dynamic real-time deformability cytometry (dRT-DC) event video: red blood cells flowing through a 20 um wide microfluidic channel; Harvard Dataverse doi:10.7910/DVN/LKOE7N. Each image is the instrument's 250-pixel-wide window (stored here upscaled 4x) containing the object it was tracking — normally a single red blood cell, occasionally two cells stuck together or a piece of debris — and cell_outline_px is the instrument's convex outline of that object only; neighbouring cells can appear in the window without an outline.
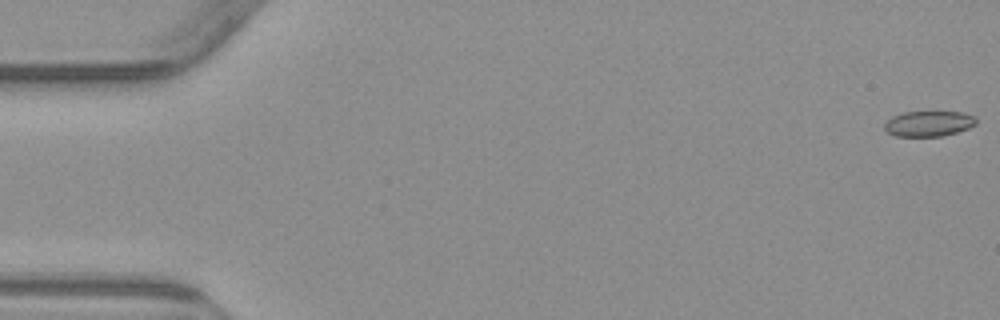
{"species": "common noctule bat (a hibernating species)", "species_latin": "Nyctalus noctula", "temperature_condition": "warm", "stored_images_in_passage": 6, "segment_of_instrument_passage": [2, 2], "camera_frame_rate_fps": 3000, "um_per_image_px": 0.085, "animal": {"sex": "male", "body_mass_g": 23.1, "forearm_length_mm": 52.7}, "frame": {"image": 1, "passage_image": 6, "time_ms": 6.333, "image_size_px": [1000, 320], "cell_outline_px": [[976, 124], [968, 128], [956, 132], [940, 136], [896, 136], [888, 132], [884, 128], [884, 124], [892, 116], [904, 112], [964, 112], [972, 116], [976, 120]], "centroid_in_image_um": [78.92, 10.5], "position_along_channel_um": 6.1, "area_um2": 13.41}}